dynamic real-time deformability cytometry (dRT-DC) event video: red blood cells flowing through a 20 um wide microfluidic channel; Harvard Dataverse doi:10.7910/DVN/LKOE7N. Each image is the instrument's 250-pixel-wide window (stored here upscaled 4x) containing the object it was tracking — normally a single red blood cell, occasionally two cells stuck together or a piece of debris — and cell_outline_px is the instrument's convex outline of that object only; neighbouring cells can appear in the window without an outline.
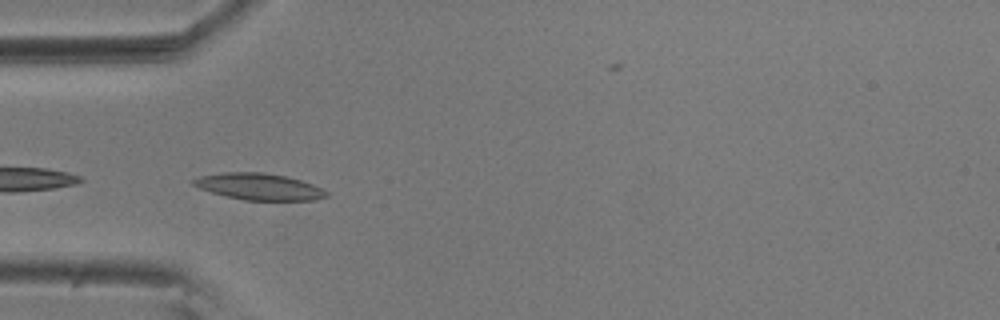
{"species": "common noctule bat (a hibernating species)", "species_latin": "Nyctalus noctula", "temperature_condition": "room temperature", "stored_images_in_passage": 39, "camera_frame_rate_fps": 3000, "um_per_image_px": 0.085, "animal": {"sex": "male", "body_mass_g": 20.5, "forearm_length_mm": 52.5}, "frame": {"image": 1, "passage_image": 1, "time_ms": 0.0, "image_size_px": [1000, 320], "cell_outline_px": [[328, 196], [316, 200], [244, 200], [224, 196], [200, 188], [192, 184], [192, 180], [200, 176], [224, 172], [264, 172], [284, 176], [300, 180], [312, 184], [328, 192]], "centroid_in_image_um": [22.01, 15.86], "position_along_channel_um": 63.0, "area_um2": 20.46}}
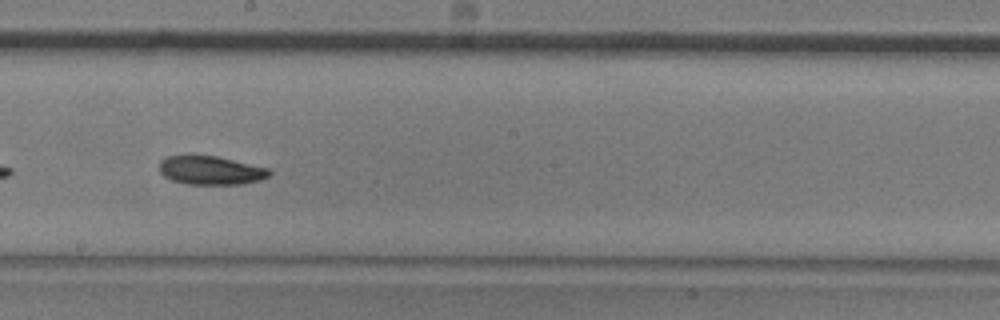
{"frame": {"image": 2, "passage_image": 15, "time_ms": 4.667, "image_size_px": [1000, 320], "cell_outline_px": [[272, 172], [268, 176], [260, 180], [244, 184], [188, 184], [172, 180], [164, 176], [160, 172], [160, 160], [168, 156], [216, 156], [268, 168]], "centroid_in_image_um": [17.92, 14.49], "position_along_channel_um": 230.3, "area_um2": 18.15}}
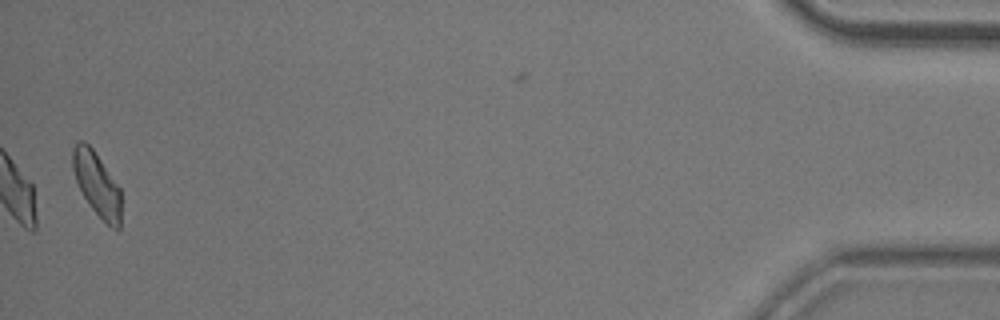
{"frame": {"image": 3, "passage_image": 39, "time_ms": 12.667, "image_size_px": [1000, 320], "cell_outline_px": [[120, 228], [112, 228], [92, 208], [84, 196], [76, 180], [72, 168], [72, 148], [80, 140], [84, 140], [92, 148], [120, 188]], "centroid_in_image_um": [8.22, 15.61], "position_along_channel_um": 427.0, "area_um2": 17.57}, "authors_computed_cell_mechanics": {"area_um2": 18.2648, "velocity_mm_per_s": 3.5944, "shape_relaxation_time_tau1_ms": 5.3839, "shape_relaxation_time_tau2_ms": null, "deformation_change_tau1": 0.1318, "deformation_change_tau2": null}}